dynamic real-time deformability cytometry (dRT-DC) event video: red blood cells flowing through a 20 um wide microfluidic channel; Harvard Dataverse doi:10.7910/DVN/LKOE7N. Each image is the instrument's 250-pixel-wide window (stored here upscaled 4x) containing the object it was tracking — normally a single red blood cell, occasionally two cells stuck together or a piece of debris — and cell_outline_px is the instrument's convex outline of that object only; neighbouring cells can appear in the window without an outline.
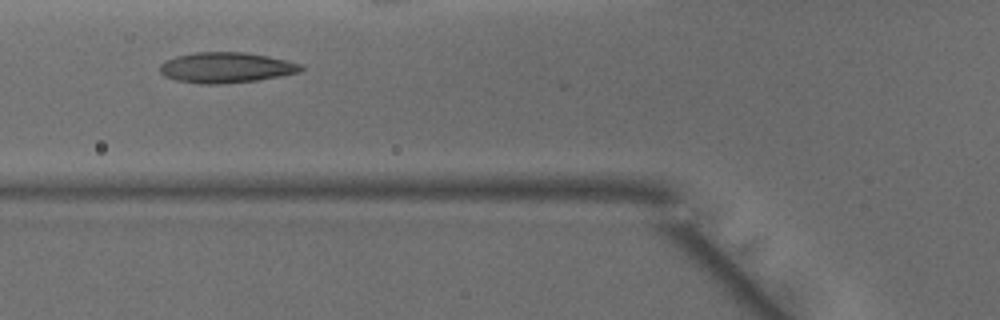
{"species": "common noctule bat (a hibernating species)", "species_latin": "Nyctalus noctula", "temperature_condition": "warm", "stored_images_in_passage": 8, "camera_frame_rate_fps": 3000, "um_per_image_px": 0.085, "animal": {"sex": "male", "body_mass_g": 15.6}, "frame": {"image": 1, "passage_image": 4, "time_ms": 1.0, "image_size_px": [1000, 320], "cell_outline_px": [[304, 68], [300, 72], [280, 76], [256, 80], [216, 84], [200, 84], [176, 80], [164, 76], [160, 72], [160, 64], [164, 60], [176, 56], [196, 52], [244, 52], [268, 56], [288, 60], [300, 64]], "centroid_in_image_um": [19.2, 5.74], "position_along_channel_um": 106.6, "area_um2": 25.09}}